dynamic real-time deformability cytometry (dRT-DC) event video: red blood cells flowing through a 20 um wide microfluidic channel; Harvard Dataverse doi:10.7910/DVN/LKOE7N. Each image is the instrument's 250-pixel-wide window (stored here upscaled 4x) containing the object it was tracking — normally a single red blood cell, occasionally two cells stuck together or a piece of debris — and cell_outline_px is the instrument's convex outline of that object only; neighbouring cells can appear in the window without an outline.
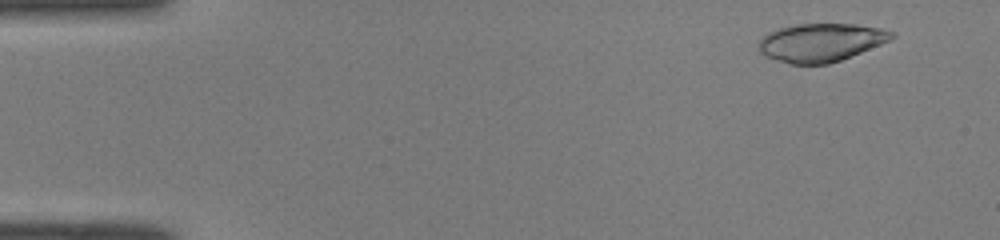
{"species": "common noctule bat (a hibernating species)", "species_latin": "Nyctalus noctula", "temperature_condition": "room temperature", "stored_images_in_passage": 50, "camera_frame_rate_fps": 3000, "um_per_image_px": 0.085, "animal": {"sex": "male", "body_mass_g": 19.0, "forearm_length_mm": 50.8}, "frame": {"image": 1, "passage_image": 4, "time_ms": 1.0, "image_size_px": [1000, 240], "cell_outline_px": [[896, 36], [880, 44], [840, 60], [828, 64], [792, 64], [764, 56], [760, 52], [760, 40], [768, 32], [780, 28], [796, 24], [856, 24], [880, 28], [896, 32]], "centroid_in_image_um": [69.78, 3.6], "position_along_channel_um": 15.2, "area_um2": 29.3}}